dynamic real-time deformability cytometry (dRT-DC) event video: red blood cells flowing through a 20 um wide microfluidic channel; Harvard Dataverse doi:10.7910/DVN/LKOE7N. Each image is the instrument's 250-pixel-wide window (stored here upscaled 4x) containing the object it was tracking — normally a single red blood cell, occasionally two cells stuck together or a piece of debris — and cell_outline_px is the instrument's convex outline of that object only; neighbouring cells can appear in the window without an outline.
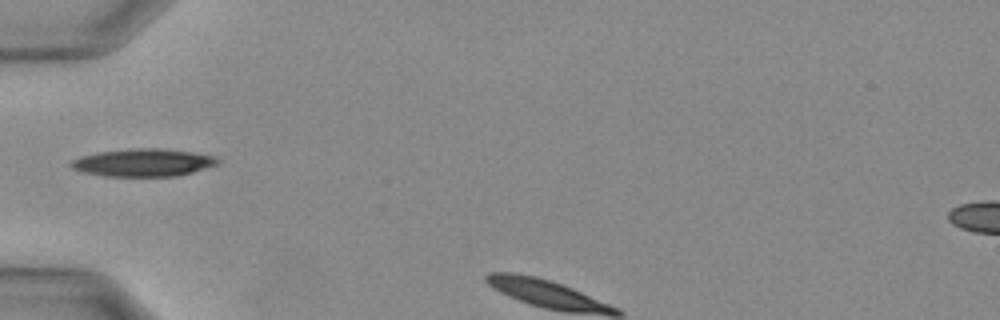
{"species": "Egyptian fruit bat (a non-hibernating species)", "species_latin": "Rousettus aegyptiacus", "temperature_condition": "warm", "stored_images_in_passage": 3, "camera_frame_rate_fps": 3000, "um_per_image_px": 0.085, "animal": {"sex": "female"}, "frame": {"image": 1, "passage_image": 1, "time_ms": 0.0, "image_size_px": [1000, 320], "cell_outline_px": [[220, 164], [192, 172], [176, 176], [104, 176], [80, 172], [72, 168], [68, 164], [72, 160], [80, 156], [100, 152], [136, 148], [160, 148], [192, 152], [212, 156], [220, 160]], "centroid_in_image_um": [12.15, 13.82], "position_along_channel_um": 72.9, "area_um2": 23.64}}